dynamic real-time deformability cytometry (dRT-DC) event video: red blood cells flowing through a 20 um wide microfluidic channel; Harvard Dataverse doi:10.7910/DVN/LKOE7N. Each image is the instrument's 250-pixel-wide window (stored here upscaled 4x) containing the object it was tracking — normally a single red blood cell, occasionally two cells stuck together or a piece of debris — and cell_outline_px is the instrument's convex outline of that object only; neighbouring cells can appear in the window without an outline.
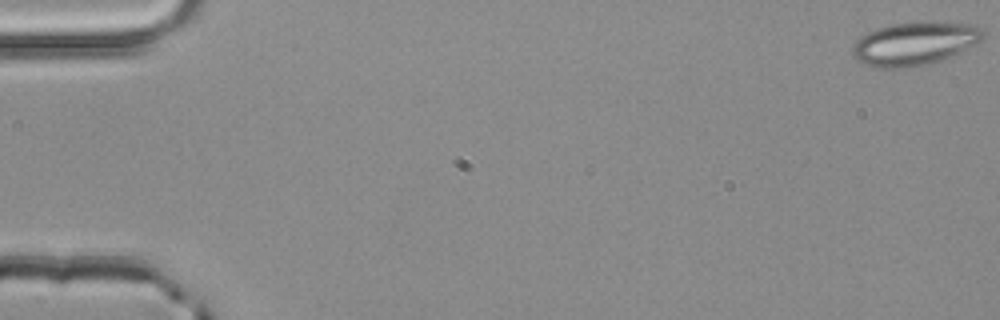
{"species": "common noctule bat (a hibernating species)", "species_latin": "Nyctalus noctula", "temperature_condition": "room temperature", "stored_images_in_passage": 52, "camera_frame_rate_fps": 3000, "um_per_image_px": 0.085, "animal": {"sex": "male", "body_mass_g": 20.4}, "frame": {"image": 1, "passage_image": 1, "time_ms": 0.0, "image_size_px": [1000, 320], "cell_outline_px": [[984, 36], [980, 40], [940, 60], [924, 64], [904, 68], [872, 68], [856, 60], [852, 52], [852, 44], [860, 36], [876, 28], [892, 24], [976, 24], [984, 32]], "centroid_in_image_um": [77.61, 3.74], "position_along_channel_um": 7.4, "area_um2": 31.79}}
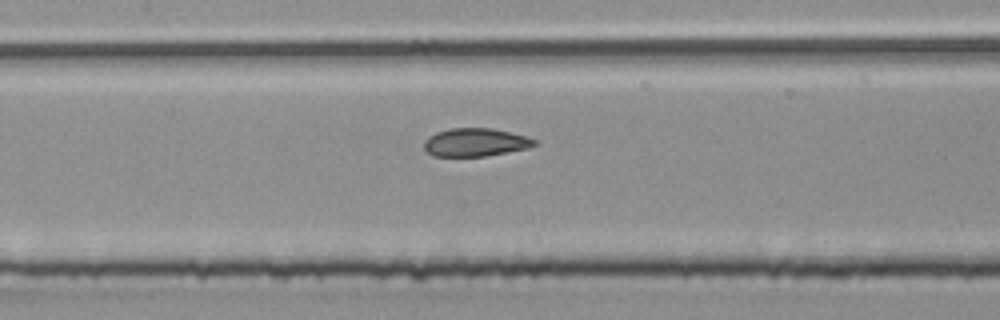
{"frame": {"image": 2, "passage_image": 25, "time_ms": 8.0, "image_size_px": [1000, 320], "cell_outline_px": [[536, 144], [528, 148], [484, 156], [432, 156], [424, 148], [424, 140], [428, 136], [436, 132], [452, 128], [492, 128], [524, 136], [536, 140]], "centroid_in_image_um": [40.36, 12.1], "position_along_channel_um": 167.0, "area_um2": 17.92}}
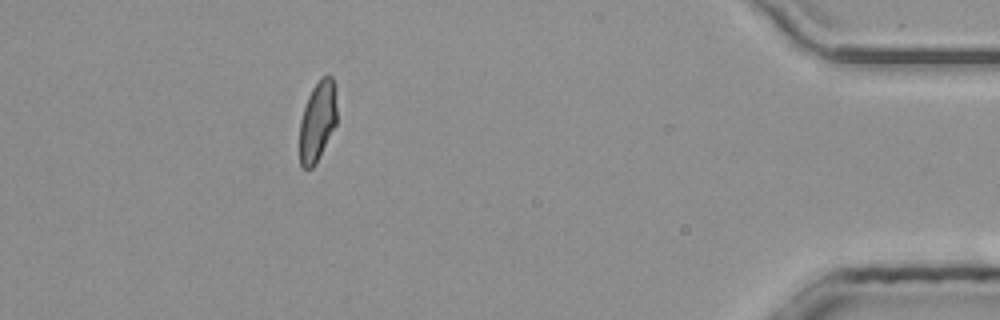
{"frame": {"image": 3, "passage_image": 47, "time_ms": 15.333, "image_size_px": [1000, 320], "cell_outline_px": [[336, 124], [316, 164], [312, 168], [304, 168], [300, 164], [300, 120], [308, 96], [312, 88], [324, 76], [332, 76], [336, 88]], "centroid_in_image_um": [26.99, 10.31], "position_along_channel_um": 408.2, "area_um2": 17.34}, "authors_computed_cell_mechanics": {"area_um2": 18.7561, "velocity_mm_per_s": 4.0626, "shape_relaxation_time_tau1_ms": null, "shape_relaxation_time_tau2_ms": 0.919, "deformation_change_tau1": null, "deformation_change_tau2": 0.0722}}